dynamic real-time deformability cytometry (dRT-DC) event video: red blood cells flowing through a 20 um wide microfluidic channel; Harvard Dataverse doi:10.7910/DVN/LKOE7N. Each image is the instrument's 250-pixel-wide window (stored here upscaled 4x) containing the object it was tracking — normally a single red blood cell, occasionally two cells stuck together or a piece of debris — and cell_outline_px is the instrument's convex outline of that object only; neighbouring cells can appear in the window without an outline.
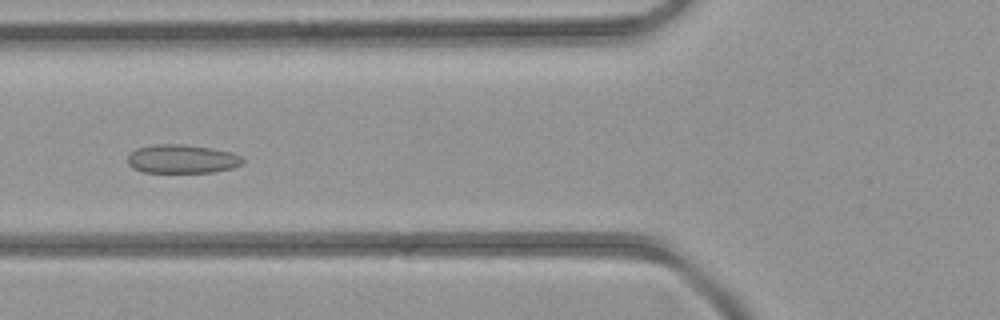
{"species": "common noctule bat (a hibernating species)", "species_latin": "Nyctalus noctula", "temperature_condition": "room temperature", "stored_images_in_passage": 26, "camera_frame_rate_fps": 3000, "um_per_image_px": 0.085, "animal": {"sex": "female", "body_mass_g": 21.9}, "frame": {"image": 1, "passage_image": 3, "time_ms": 0.667, "image_size_px": [1000, 320], "cell_outline_px": [[244, 160], [240, 164], [232, 168], [212, 172], [144, 172], [132, 168], [128, 164], [128, 156], [136, 148], [152, 144], [184, 144], [212, 148], [228, 152], [240, 156]], "centroid_in_image_um": [15.42, 13.5], "position_along_channel_um": 110.4, "area_um2": 19.13}}
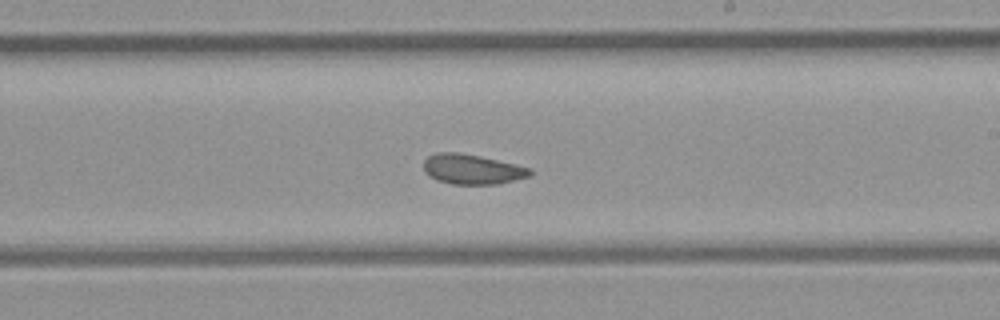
{"frame": {"image": 2, "passage_image": 12, "time_ms": 3.667, "image_size_px": [1000, 320], "cell_outline_px": [[532, 176], [500, 184], [452, 184], [436, 180], [428, 176], [424, 172], [424, 160], [428, 156], [436, 152], [460, 152], [480, 156], [516, 164], [532, 168]], "centroid_in_image_um": [40.15, 14.39], "position_along_channel_um": 248.9, "area_um2": 18.9}}
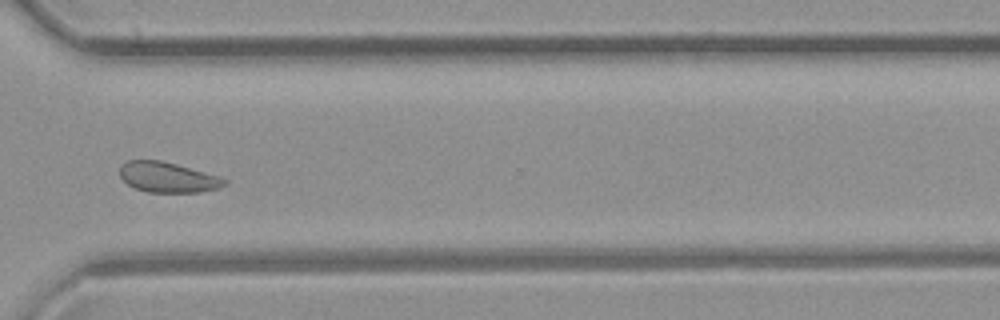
{"frame": {"image": 3, "passage_image": 19, "time_ms": 6.0, "image_size_px": [1000, 320], "cell_outline_px": [[228, 184], [216, 188], [200, 192], [148, 192], [136, 188], [128, 184], [120, 176], [120, 164], [128, 160], [160, 160], [176, 164], [220, 176], [228, 180]], "centroid_in_image_um": [14.26, 15.06], "position_along_channel_um": 356.3, "area_um2": 18.44}}